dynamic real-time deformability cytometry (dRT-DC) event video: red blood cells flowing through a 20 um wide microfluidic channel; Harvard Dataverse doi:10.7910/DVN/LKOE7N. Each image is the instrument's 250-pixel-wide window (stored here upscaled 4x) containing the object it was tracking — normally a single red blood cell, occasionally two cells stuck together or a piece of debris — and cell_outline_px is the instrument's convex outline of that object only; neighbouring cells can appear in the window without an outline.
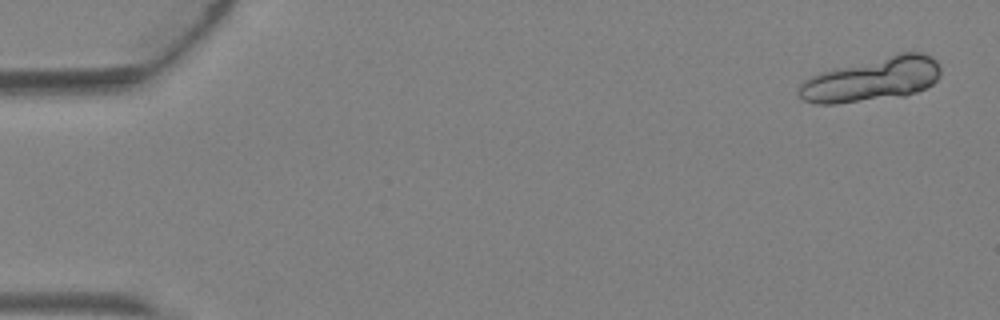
{"species": "Egyptian fruit bat (a non-hibernating species)", "species_latin": "Rousettus aegyptiacus", "temperature_condition": "warm", "stored_images_in_passage": 4, "camera_frame_rate_fps": 3000, "um_per_image_px": 0.085, "animal": {"sex": "female"}, "frame": {"image": 1, "passage_image": 1, "time_ms": 0.0, "image_size_px": [1000, 320], "cell_outline_px": [[940, 76], [932, 84], [916, 92], [904, 96], [836, 104], [816, 104], [804, 100], [796, 92], [800, 84], [808, 76], [820, 72], [900, 52], [924, 52], [932, 56], [936, 60], [940, 68]], "centroid_in_image_um": [74.11, 6.75], "position_along_channel_um": 10.9, "area_um2": 36.41}}